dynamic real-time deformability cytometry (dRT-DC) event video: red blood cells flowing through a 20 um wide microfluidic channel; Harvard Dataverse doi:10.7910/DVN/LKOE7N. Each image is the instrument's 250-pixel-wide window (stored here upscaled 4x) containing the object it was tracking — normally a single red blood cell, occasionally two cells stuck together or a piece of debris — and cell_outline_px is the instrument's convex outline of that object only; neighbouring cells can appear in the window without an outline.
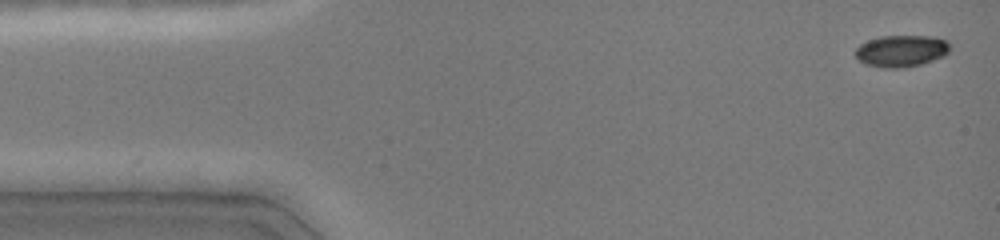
{"species": "common noctule bat (a hibernating species)", "species_latin": "Nyctalus noctula", "temperature_condition": "cold", "stored_images_in_passage": 2, "camera_frame_rate_fps": 3000, "um_per_image_px": 0.085, "animal": {"sex": "female", "body_mass_g": 19.0, "forearm_length_mm": 51.5}, "frame": {"image": 1, "passage_image": 1, "time_ms": 0.0, "image_size_px": [1000, 240], "cell_outline_px": [[948, 52], [944, 56], [920, 64], [904, 68], [884, 68], [864, 64], [856, 56], [856, 48], [860, 44], [868, 40], [880, 36], [932, 36], [948, 40]], "centroid_in_image_um": [76.6, 4.33], "position_along_channel_um": 8.4, "area_um2": 17.46}}